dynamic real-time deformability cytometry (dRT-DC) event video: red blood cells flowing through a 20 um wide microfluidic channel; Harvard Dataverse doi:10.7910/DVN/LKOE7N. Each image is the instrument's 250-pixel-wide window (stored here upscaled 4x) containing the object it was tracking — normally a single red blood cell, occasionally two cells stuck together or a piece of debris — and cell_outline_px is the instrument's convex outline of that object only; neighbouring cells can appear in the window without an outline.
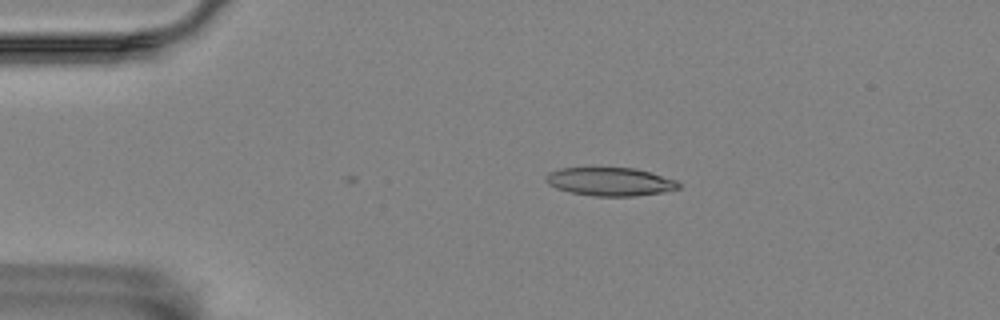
{"species": "Egyptian fruit bat (a non-hibernating species)", "species_latin": "Rousettus aegyptiacus", "temperature_condition": "room temperature", "stored_images_in_passage": 6, "camera_frame_rate_fps": 3000, "um_per_image_px": 0.085, "animal": {"sex": "female"}, "frame": {"image": 1, "passage_image": 2, "time_ms": 0.333, "image_size_px": [1000, 320], "cell_outline_px": [[680, 188], [664, 192], [636, 196], [592, 196], [568, 192], [556, 188], [548, 184], [544, 180], [548, 172], [560, 168], [592, 164], [636, 168], [652, 172], [676, 180], [680, 184]], "centroid_in_image_um": [51.8, 15.38], "position_along_channel_um": 33.2, "area_um2": 23.24}}